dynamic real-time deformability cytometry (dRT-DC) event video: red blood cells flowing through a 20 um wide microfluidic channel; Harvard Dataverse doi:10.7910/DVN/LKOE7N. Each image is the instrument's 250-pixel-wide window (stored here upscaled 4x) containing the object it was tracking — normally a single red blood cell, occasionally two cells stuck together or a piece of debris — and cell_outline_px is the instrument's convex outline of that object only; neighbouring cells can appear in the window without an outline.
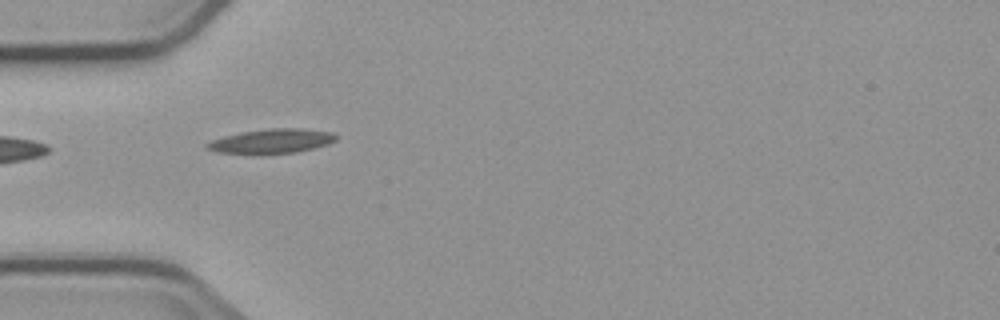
{"species": "common noctule bat (a hibernating species)", "species_latin": "Nyctalus noctula", "temperature_condition": "cold", "stored_images_in_passage": 4, "camera_frame_rate_fps": 3000, "um_per_image_px": 0.085, "animal": {"sex": "male", "body_mass_g": 23.1, "forearm_length_mm": 52.7}, "frame": {"image": 1, "passage_image": 1, "time_ms": 0.0, "image_size_px": [1000, 320], "cell_outline_px": [[340, 136], [336, 140], [328, 144], [296, 152], [256, 156], [252, 156], [216, 152], [204, 148], [204, 144], [212, 140], [224, 136], [240, 132], [268, 128], [300, 128], [332, 132]], "centroid_in_image_um": [23.03, 12.03], "position_along_channel_um": 62.0, "area_um2": 19.13}}
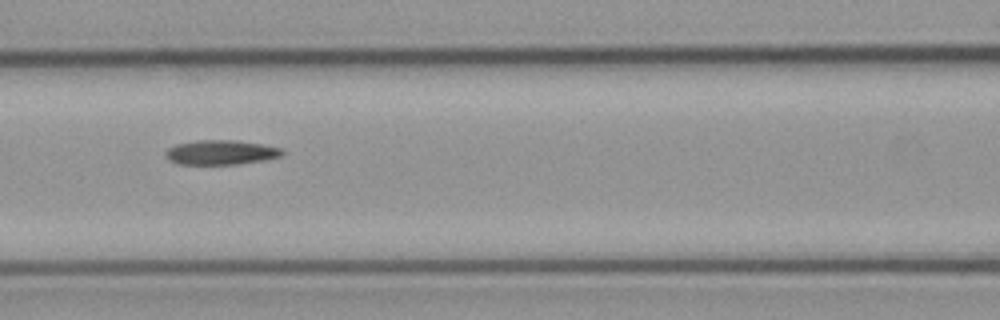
{"frame": {"image": 2, "passage_image": 3, "time_ms": 2.333, "image_size_px": [1000, 320], "cell_outline_px": [[284, 152], [280, 156], [264, 160], [240, 164], [180, 164], [168, 160], [164, 156], [164, 152], [168, 148], [176, 144], [196, 140], [236, 140], [260, 144], [280, 148]], "centroid_in_image_um": [18.72, 12.95], "position_along_channel_um": 147.9, "area_um2": 16.7}}
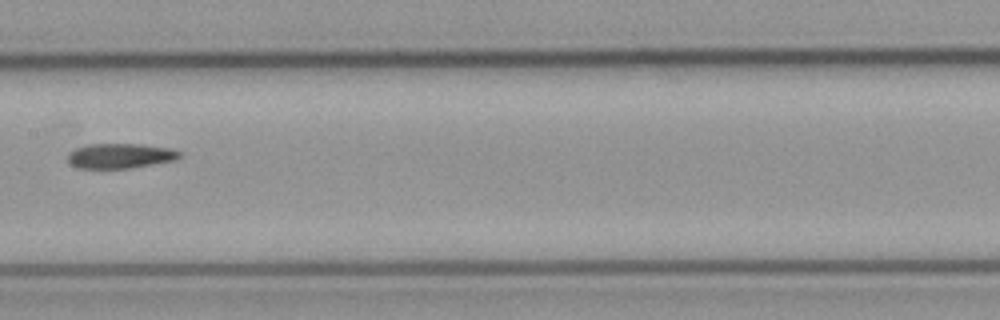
{"frame": {"image": 3, "passage_image": 4, "time_ms": 3.667, "image_size_px": [1000, 320], "cell_outline_px": [[184, 152], [176, 160], [132, 168], [80, 168], [72, 164], [68, 160], [68, 152], [76, 148], [88, 144], [140, 144], [172, 148]], "centroid_in_image_um": [10.27, 13.24], "position_along_channel_um": 197.1, "area_um2": 16.36}}